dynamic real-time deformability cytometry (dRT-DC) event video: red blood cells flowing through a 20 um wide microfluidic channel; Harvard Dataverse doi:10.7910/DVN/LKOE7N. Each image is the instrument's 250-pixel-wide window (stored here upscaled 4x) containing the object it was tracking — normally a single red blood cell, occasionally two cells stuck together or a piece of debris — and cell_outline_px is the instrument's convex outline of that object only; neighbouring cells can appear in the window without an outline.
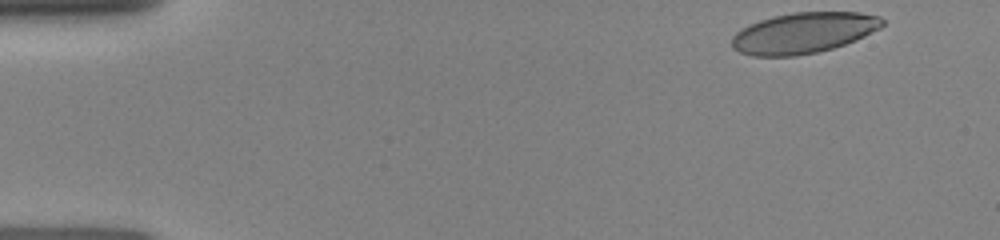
{"species": "human", "species_latin": "Homo sapiens", "temperature_condition": "room temperature", "stored_images_in_passage": 61, "camera_frame_rate_fps": 3000, "um_per_image_px": 0.085, "donor": {"sex": "female"}, "frame": {"image": 1, "passage_image": 1, "time_ms": 0.0, "image_size_px": [1000, 240], "cell_outline_px": [[884, 24], [880, 28], [856, 40], [832, 48], [816, 52], [796, 56], [752, 56], [740, 52], [732, 48], [732, 36], [736, 32], [748, 24], [760, 20], [792, 12], [860, 12], [880, 16], [884, 20]], "centroid_in_image_um": [68.3, 2.79], "position_along_channel_um": 16.7, "area_um2": 35.78}}
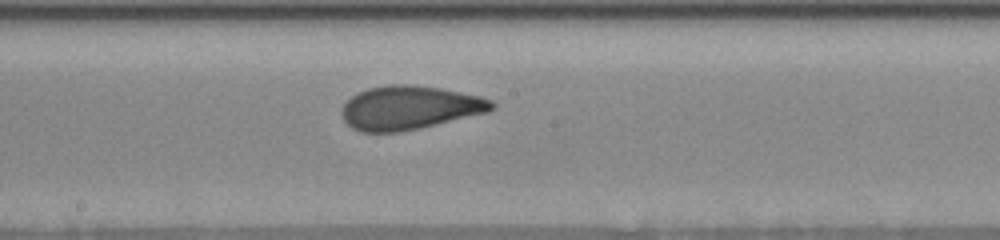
{"frame": {"image": 2, "passage_image": 30, "time_ms": 7.333, "image_size_px": [1000, 240], "cell_outline_px": [[496, 104], [488, 112], [420, 128], [400, 132], [360, 132], [352, 128], [344, 120], [340, 112], [344, 104], [352, 96], [368, 88], [388, 84], [408, 84], [440, 88], [480, 96], [492, 100]], "centroid_in_image_um": [34.79, 9.16], "position_along_channel_um": 213.4, "area_um2": 38.15}}
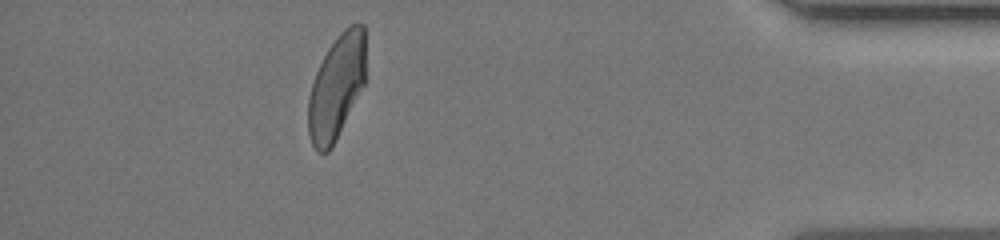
{"frame": {"image": 3, "passage_image": 53, "time_ms": 13.0, "image_size_px": [1000, 240], "cell_outline_px": [[364, 84], [336, 140], [328, 152], [316, 152], [312, 144], [308, 132], [308, 100], [312, 84], [316, 72], [328, 48], [340, 32], [344, 28], [352, 24], [364, 24]], "centroid_in_image_um": [28.58, 7.41], "position_along_channel_um": 406.6, "area_um2": 34.51}}